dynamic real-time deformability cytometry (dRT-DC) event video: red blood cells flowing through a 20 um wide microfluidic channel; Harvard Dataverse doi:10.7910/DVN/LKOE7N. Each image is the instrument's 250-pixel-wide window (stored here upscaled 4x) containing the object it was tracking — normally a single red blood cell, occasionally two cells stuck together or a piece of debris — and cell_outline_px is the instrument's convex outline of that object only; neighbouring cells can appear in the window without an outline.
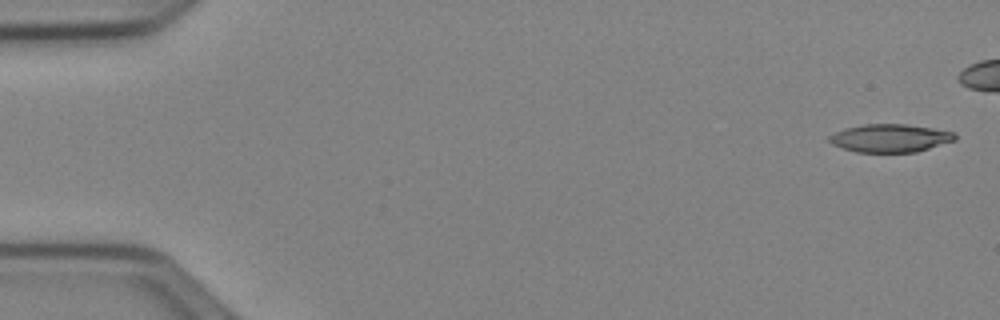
{"species": "Egyptian fruit bat (a non-hibernating species)", "species_latin": "Rousettus aegyptiacus", "temperature_condition": "cold", "stored_images_in_passage": 45, "camera_frame_rate_fps": 3000, "um_per_image_px": 0.085, "animal": {"sex": "female"}, "frame": {"image": 1, "passage_image": 1, "time_ms": 0.0, "image_size_px": [1000, 320], "cell_outline_px": [[956, 140], [916, 152], [856, 152], [832, 144], [828, 140], [828, 136], [844, 128], [864, 124], [904, 124], [932, 128], [956, 132]], "centroid_in_image_um": [75.67, 11.74], "position_along_channel_um": 9.3, "area_um2": 20.52}}
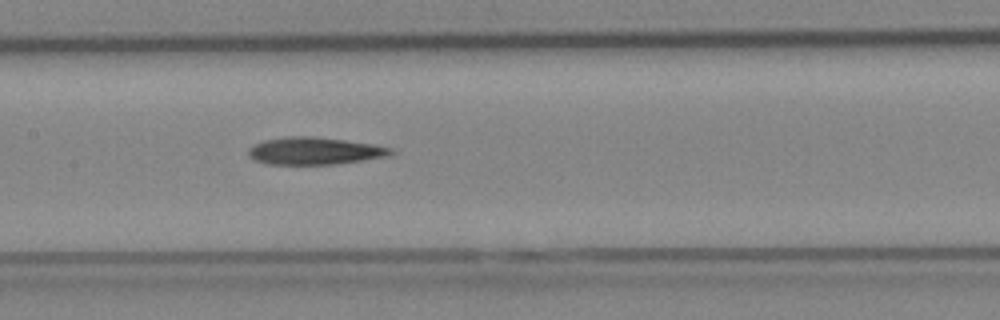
{"frame": {"image": 2, "passage_image": 25, "time_ms": 8.0, "image_size_px": [1000, 320], "cell_outline_px": [[396, 152], [392, 156], [336, 164], [268, 164], [256, 160], [248, 156], [248, 148], [252, 144], [264, 140], [288, 136], [312, 136], [344, 140], [372, 144], [396, 148]], "centroid_in_image_um": [26.79, 12.83], "position_along_channel_um": 180.6, "area_um2": 22.95}}
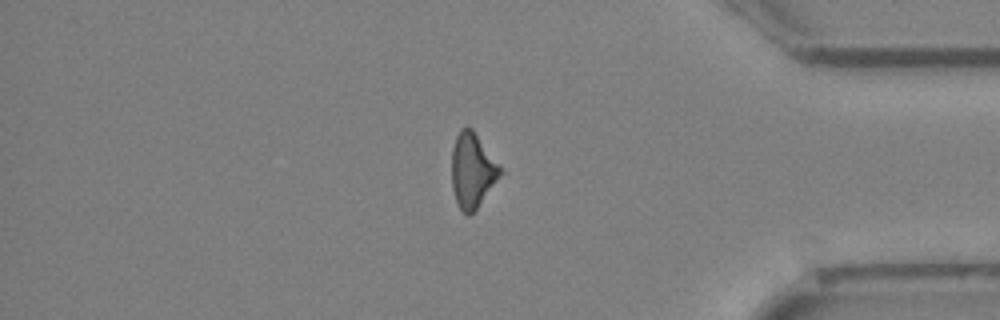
{"frame": {"image": 3, "passage_image": 43, "time_ms": 14.0, "image_size_px": [1000, 320], "cell_outline_px": [[504, 172], [476, 208], [468, 216], [456, 204], [452, 188], [452, 148], [456, 136], [460, 128], [472, 128], [500, 164]], "centroid_in_image_um": [40.16, 14.47], "position_along_channel_um": 395.0, "area_um2": 21.15}, "authors_computed_cell_mechanics": {"area_um2": 22.0796, "velocity_mm_per_s": 3.9654, "shape_relaxation_time_tau1_ms": null, "shape_relaxation_time_tau2_ms": 4.1614, "deformation_change_tau1": null, "deformation_change_tau2": 0.1483}}